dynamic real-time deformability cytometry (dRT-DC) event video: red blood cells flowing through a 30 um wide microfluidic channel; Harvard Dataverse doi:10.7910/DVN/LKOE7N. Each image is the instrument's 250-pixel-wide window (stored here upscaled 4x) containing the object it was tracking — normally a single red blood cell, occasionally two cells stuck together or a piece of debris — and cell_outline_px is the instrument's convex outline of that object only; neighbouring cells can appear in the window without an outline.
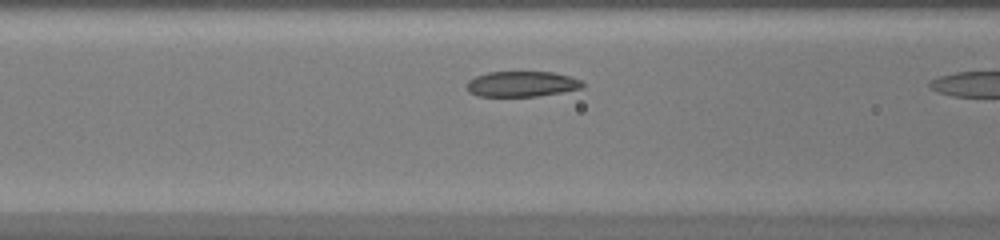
{"species": "common noctule bat (a hibernating species)", "species_latin": "Nyctalus noctula", "temperature_condition": "warm", "stored_images_in_passage": 8, "camera_frame_rate_fps": 3000, "um_per_image_px": 0.085, "animal": {"sex": "female", "body_mass_g": 20.0, "forearm_length_mm": 54.0}, "frame": {"image": 1, "passage_image": 7, "time_ms": 2.0, "image_size_px": [1000, 240], "cell_outline_px": [[584, 88], [536, 96], [476, 96], [468, 92], [464, 84], [468, 80], [476, 76], [488, 72], [556, 72], [580, 80], [584, 84]], "centroid_in_image_um": [44.3, 7.14], "position_along_channel_um": 122.3, "area_um2": 17.28}}